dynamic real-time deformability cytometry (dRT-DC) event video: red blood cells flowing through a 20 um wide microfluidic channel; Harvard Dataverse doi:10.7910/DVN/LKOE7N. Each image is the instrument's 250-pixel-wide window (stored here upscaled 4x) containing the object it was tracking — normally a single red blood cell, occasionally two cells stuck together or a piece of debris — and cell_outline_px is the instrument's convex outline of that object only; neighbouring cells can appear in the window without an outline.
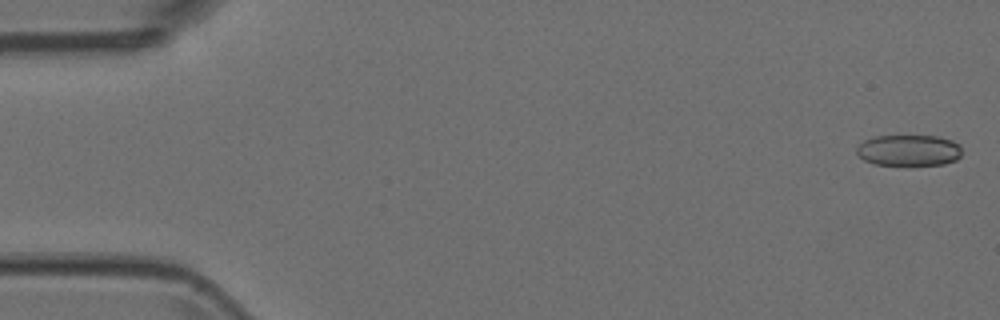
{"species": "Egyptian fruit bat (a non-hibernating species)", "species_latin": "Rousettus aegyptiacus", "temperature_condition": "room temperature", "stored_images_in_passage": 5, "camera_frame_rate_fps": 3000, "um_per_image_px": 0.085, "animal": {"sex": "female"}, "frame": {"image": 1, "passage_image": 1, "time_ms": 0.0, "image_size_px": [1000, 320], "cell_outline_px": [[960, 156], [956, 160], [944, 164], [872, 164], [864, 160], [856, 152], [856, 148], [864, 140], [872, 136], [936, 136], [952, 140], [960, 144]], "centroid_in_image_um": [77.24, 12.76], "position_along_channel_um": 7.8, "area_um2": 18.96}}
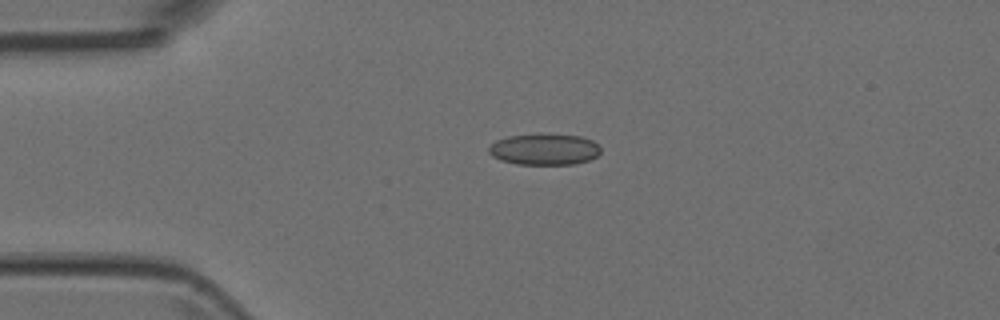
{"frame": {"image": 2, "passage_image": 4, "time_ms": 1.0, "image_size_px": [1000, 320], "cell_outline_px": [[600, 152], [596, 156], [588, 160], [572, 164], [516, 164], [500, 160], [492, 156], [488, 152], [488, 148], [496, 140], [508, 136], [540, 132], [580, 136], [592, 140], [600, 148]], "centroid_in_image_um": [46.23, 12.66], "position_along_channel_um": 38.8, "area_um2": 20.69}}